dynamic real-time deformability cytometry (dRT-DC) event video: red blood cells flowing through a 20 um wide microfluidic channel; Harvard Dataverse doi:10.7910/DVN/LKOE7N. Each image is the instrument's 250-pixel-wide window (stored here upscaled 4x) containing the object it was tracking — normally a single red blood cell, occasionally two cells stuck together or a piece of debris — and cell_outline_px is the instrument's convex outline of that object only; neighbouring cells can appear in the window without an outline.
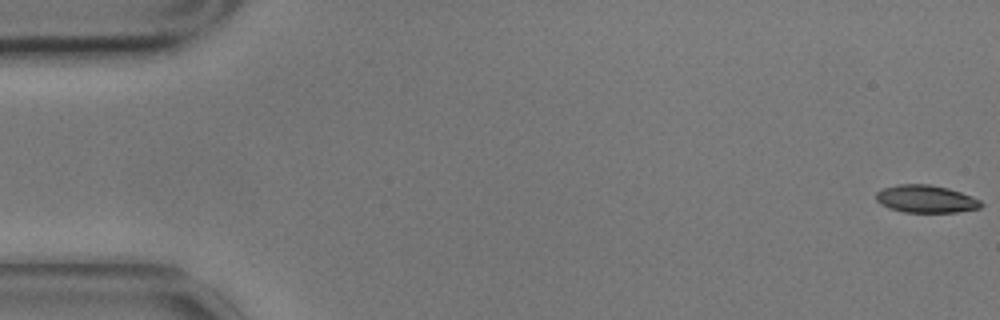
{"species": "common noctule bat (a hibernating species)", "species_latin": "Nyctalus noctula", "temperature_condition": "cold", "stored_images_in_passage": 13, "camera_frame_rate_fps": 3000, "um_per_image_px": 0.085, "animal": {"sex": "male", "body_mass_g": 17.9}, "frame": {"image": 1, "passage_image": 1, "time_ms": 0.0, "image_size_px": [1000, 320], "cell_outline_px": [[984, 204], [980, 208], [956, 212], [904, 212], [888, 208], [880, 204], [876, 200], [876, 192], [884, 188], [900, 184], [928, 184], [948, 188], [972, 196], [980, 200]], "centroid_in_image_um": [78.7, 16.91], "position_along_channel_um": 6.3, "area_um2": 16.88}}